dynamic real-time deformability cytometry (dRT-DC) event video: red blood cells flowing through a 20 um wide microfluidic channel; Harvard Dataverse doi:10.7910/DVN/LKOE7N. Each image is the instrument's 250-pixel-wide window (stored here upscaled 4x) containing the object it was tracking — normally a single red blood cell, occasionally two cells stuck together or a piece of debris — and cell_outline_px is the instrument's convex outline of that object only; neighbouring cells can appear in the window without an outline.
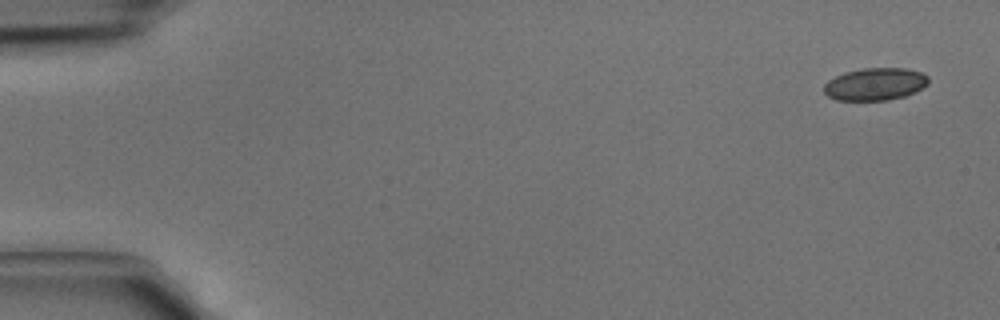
{"species": "common noctule bat (a hibernating species)", "species_latin": "Nyctalus noctula", "temperature_condition": "cold", "stored_images_in_passage": 3, "camera_frame_rate_fps": 3000, "um_per_image_px": 0.085, "animal": {"sex": "male", "body_mass_g": 15.6}, "frame": {"image": 1, "passage_image": 1, "time_ms": 0.0, "image_size_px": [1000, 320], "cell_outline_px": [[928, 84], [904, 96], [888, 100], [836, 100], [828, 96], [824, 92], [824, 84], [828, 80], [844, 72], [864, 68], [908, 68], [920, 72], [928, 76]], "centroid_in_image_um": [74.36, 7.14], "position_along_channel_um": 10.6, "area_um2": 19.65}}